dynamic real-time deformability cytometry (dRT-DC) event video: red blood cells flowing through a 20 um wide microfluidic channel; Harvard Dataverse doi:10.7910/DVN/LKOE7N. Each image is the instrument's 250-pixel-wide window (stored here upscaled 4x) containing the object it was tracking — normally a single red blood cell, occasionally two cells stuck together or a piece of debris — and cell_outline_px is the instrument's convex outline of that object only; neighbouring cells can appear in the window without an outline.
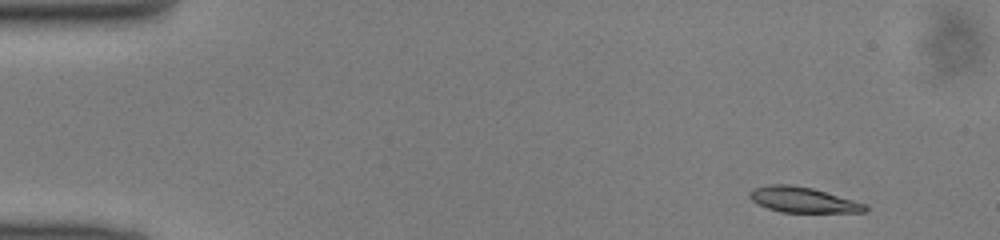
{"species": "common noctule bat (a hibernating species)", "species_latin": "Nyctalus noctula", "temperature_condition": "cold", "stored_images_in_passage": 47, "segment_of_instrument_passage": [1, 2], "camera_frame_rate_fps": 3000, "um_per_image_px": 0.085, "animal": {"sex": "male", "body_mass_g": 13.0, "forearm_length_mm": 53.1}, "frame": {"image": 1, "passage_image": 1, "time_ms": 0.0, "image_size_px": [1000, 240], "cell_outline_px": [[868, 212], [780, 212], [756, 204], [748, 196], [748, 192], [752, 188], [768, 184], [792, 184], [812, 188], [852, 200], [864, 204], [868, 208]], "centroid_in_image_um": [68.16, 16.97], "position_along_channel_um": 16.8, "area_um2": 17.11}}
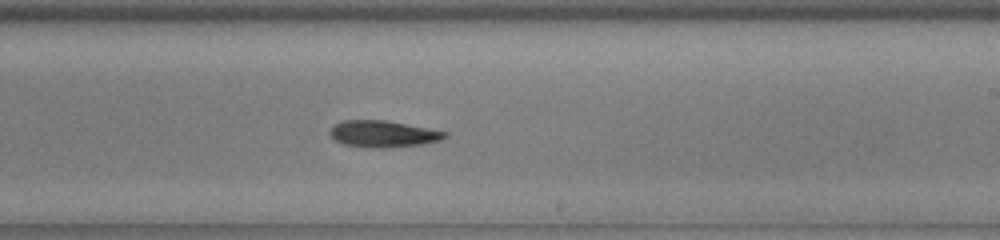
{"frame": {"image": 2, "passage_image": 26, "time_ms": 8.333, "image_size_px": [1000, 240], "cell_outline_px": [[448, 136], [440, 140], [424, 144], [392, 148], [368, 148], [344, 144], [336, 140], [328, 132], [336, 124], [344, 120], [384, 120], [448, 132]], "centroid_in_image_um": [32.59, 11.4], "position_along_channel_um": 256.4, "area_um2": 17.8}}
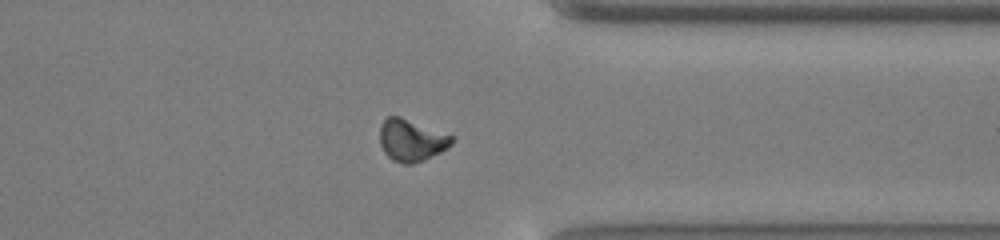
{"frame": {"image": 3, "passage_image": 35, "time_ms": 11.333, "image_size_px": [1000, 240], "cell_outline_px": [[456, 140], [448, 148], [424, 160], [412, 164], [404, 164], [392, 160], [384, 152], [380, 144], [380, 128], [384, 120], [388, 116], [400, 116], [456, 136]], "centroid_in_image_um": [35.01, 11.92], "position_along_channel_um": 376.4, "area_um2": 17.86}}